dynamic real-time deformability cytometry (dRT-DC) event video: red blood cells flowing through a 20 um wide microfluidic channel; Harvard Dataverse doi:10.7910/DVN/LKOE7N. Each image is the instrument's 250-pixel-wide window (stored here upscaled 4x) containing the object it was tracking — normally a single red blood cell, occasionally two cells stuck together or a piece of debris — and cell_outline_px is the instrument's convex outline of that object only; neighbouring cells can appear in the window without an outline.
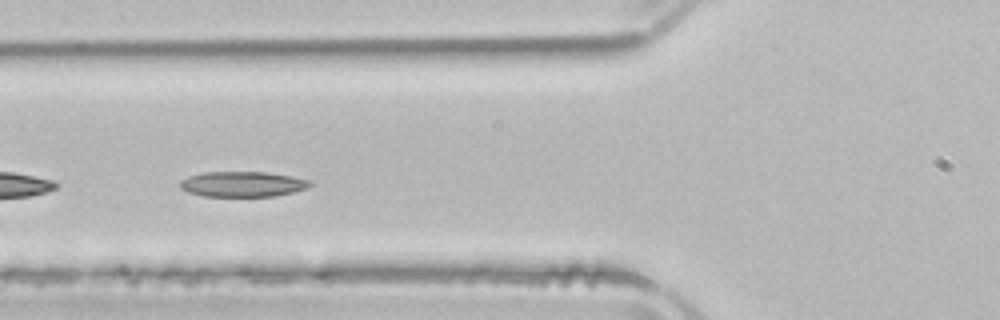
{"species": "common noctule bat (a hibernating species)", "species_latin": "Nyctalus noctula", "temperature_condition": "room temperature", "stored_images_in_passage": 38, "camera_frame_rate_fps": 3000, "um_per_image_px": 0.085, "animal": {"sex": "male", "body_mass_g": 21.5, "forearm_length_mm": 52.0}, "frame": {"image": 1, "passage_image": 16, "time_ms": 5.0, "image_size_px": [1000, 320], "cell_outline_px": [[312, 184], [308, 188], [276, 196], [204, 196], [188, 192], [180, 188], [180, 180], [188, 176], [204, 172], [264, 172], [292, 176], [308, 180]], "centroid_in_image_um": [20.6, 15.65], "position_along_channel_um": 105.2, "area_um2": 19.13}}
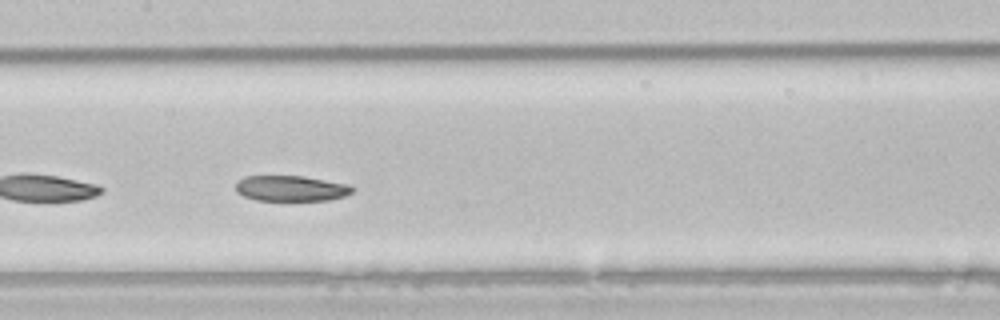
{"frame": {"image": 2, "passage_image": 22, "time_ms": 7.0, "image_size_px": [1000, 320], "cell_outline_px": [[356, 188], [352, 192], [344, 196], [328, 200], [256, 200], [244, 196], [236, 192], [236, 180], [244, 176], [304, 176], [348, 184]], "centroid_in_image_um": [24.72, 16.0], "position_along_channel_um": 182.7, "area_um2": 17.46}}
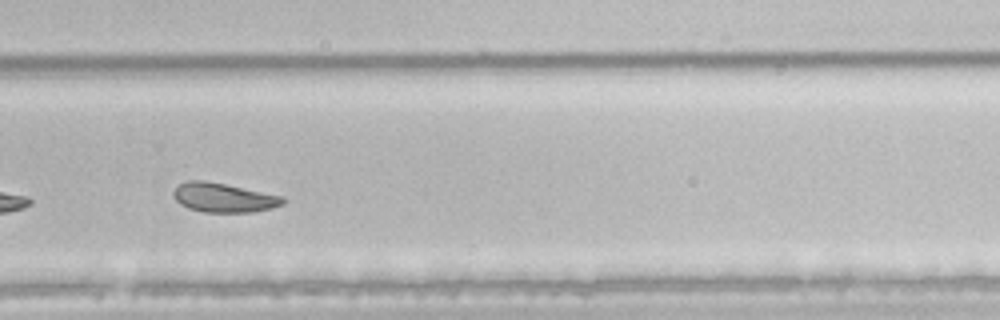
{"frame": {"image": 3, "passage_image": 32, "time_ms": 10.333, "image_size_px": [1000, 320], "cell_outline_px": [[284, 204], [272, 208], [252, 212], [204, 212], [188, 208], [180, 204], [172, 196], [172, 192], [180, 184], [188, 180], [204, 180], [284, 196]], "centroid_in_image_um": [19.0, 16.8], "position_along_channel_um": 310.8, "area_um2": 18.61}, "authors_computed_cell_mechanics": {"area_um2": 19.4208, "velocity_mm_per_s": 3.8576, "shape_relaxation_time_tau1_ms": 3.5795, "shape_relaxation_time_tau2_ms": 9.4755, "deformation_change_tau1": 0.1067, "deformation_change_tau2": 0.1319}}